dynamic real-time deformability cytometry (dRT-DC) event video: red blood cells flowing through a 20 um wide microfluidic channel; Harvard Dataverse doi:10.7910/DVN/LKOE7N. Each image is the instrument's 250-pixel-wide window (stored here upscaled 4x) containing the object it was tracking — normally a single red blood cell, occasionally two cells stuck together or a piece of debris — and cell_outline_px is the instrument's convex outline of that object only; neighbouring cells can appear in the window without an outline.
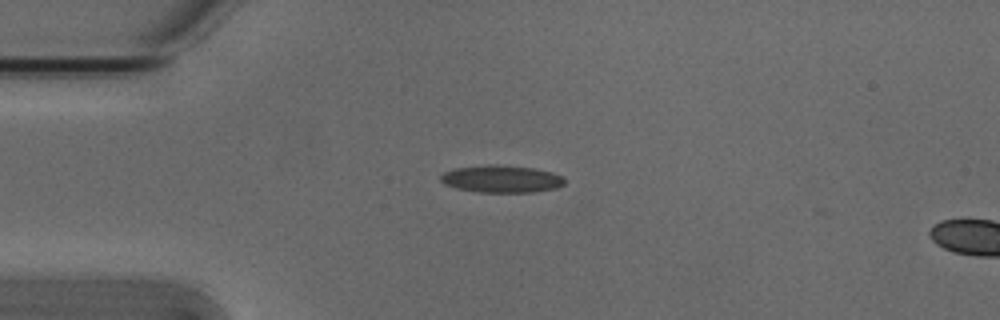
{"species": "Egyptian fruit bat (a non-hibernating species)", "species_latin": "Rousettus aegyptiacus", "temperature_condition": "cold", "stored_images_in_passage": 2, "camera_frame_rate_fps": 3000, "um_per_image_px": 0.085, "animal": {"sex": "male"}, "frame": {"image": 1, "passage_image": 1, "time_ms": 0.0, "image_size_px": [1000, 320], "cell_outline_px": [[564, 184], [556, 188], [532, 192], [480, 192], [456, 188], [444, 184], [440, 180], [440, 176], [444, 172], [456, 168], [488, 164], [496, 164], [532, 168], [552, 172], [564, 176]], "centroid_in_image_um": [42.62, 15.2], "position_along_channel_um": 42.4, "area_um2": 19.71}}